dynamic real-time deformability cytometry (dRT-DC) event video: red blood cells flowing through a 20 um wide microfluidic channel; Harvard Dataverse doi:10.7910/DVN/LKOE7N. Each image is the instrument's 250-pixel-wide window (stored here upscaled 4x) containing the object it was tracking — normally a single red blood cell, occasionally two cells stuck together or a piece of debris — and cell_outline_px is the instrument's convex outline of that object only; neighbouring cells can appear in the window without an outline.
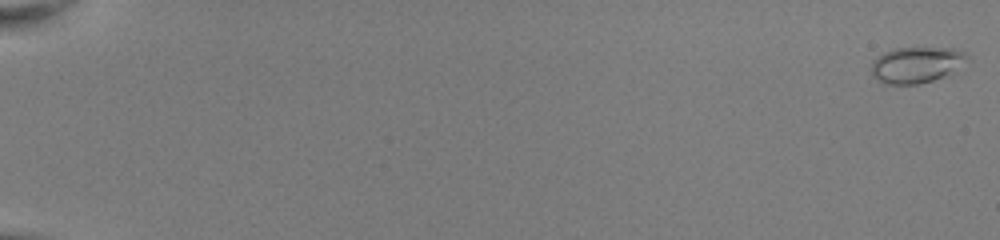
{"species": "common noctule bat (a hibernating species)", "species_latin": "Nyctalus noctula", "temperature_condition": "room temperature", "stored_images_in_passage": 13, "camera_frame_rate_fps": 3000, "um_per_image_px": 0.085, "animal": {"sex": "female", "body_mass_g": 22.0, "forearm_length_mm": 56.7}, "frame": {"image": 1, "passage_image": 1, "time_ms": 0.0, "image_size_px": [1000, 240], "cell_outline_px": [[972, 60], [952, 72], [944, 76], [920, 84], [884, 84], [876, 80], [872, 76], [872, 60], [884, 52], [892, 48], [956, 48], [964, 52]], "centroid_in_image_um": [77.92, 5.5], "position_along_channel_um": 7.1, "area_um2": 20.46}}